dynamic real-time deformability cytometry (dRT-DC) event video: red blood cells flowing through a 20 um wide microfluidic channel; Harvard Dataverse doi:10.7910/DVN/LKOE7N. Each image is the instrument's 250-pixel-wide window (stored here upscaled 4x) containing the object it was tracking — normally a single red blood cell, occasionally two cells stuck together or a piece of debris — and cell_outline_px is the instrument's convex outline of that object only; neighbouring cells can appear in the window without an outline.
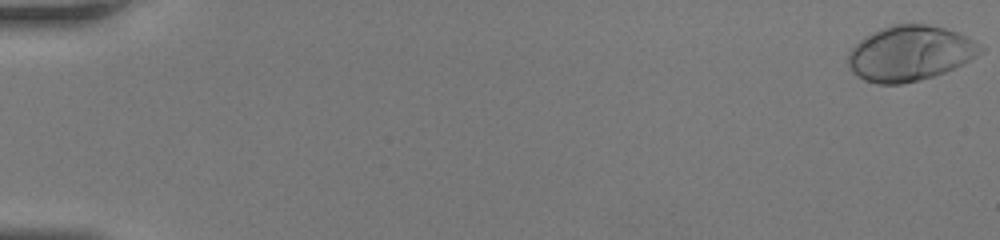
{"species": "human", "species_latin": "Homo sapiens", "temperature_condition": "room temperature", "stored_images_in_passage": 47, "camera_frame_rate_fps": 3000, "um_per_image_px": 0.085, "donor": {"sex": "female"}, "frame": {"image": 1, "passage_image": 1, "time_ms": 0.0, "image_size_px": [1000, 240], "cell_outline_px": [[984, 48], [976, 56], [944, 72], [920, 80], [900, 84], [876, 84], [864, 80], [856, 76], [848, 68], [848, 52], [864, 36], [884, 28], [896, 24], [924, 24], [944, 28], [968, 36]], "centroid_in_image_um": [77.3, 4.54], "position_along_channel_um": 7.7, "area_um2": 42.19}}
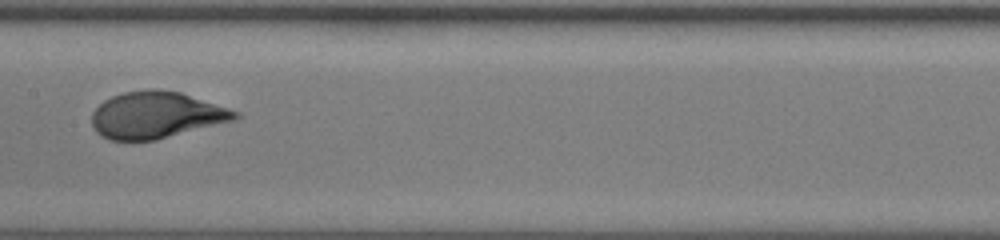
{"frame": {"image": 2, "passage_image": 26, "time_ms": 8.333, "image_size_px": [1000, 240], "cell_outline_px": [[240, 116], [236, 120], [156, 140], [108, 140], [100, 136], [96, 132], [92, 124], [92, 112], [104, 100], [112, 96], [124, 92], [180, 92], [240, 112]], "centroid_in_image_um": [13.28, 9.83], "position_along_channel_um": 194.1, "area_um2": 38.21}}
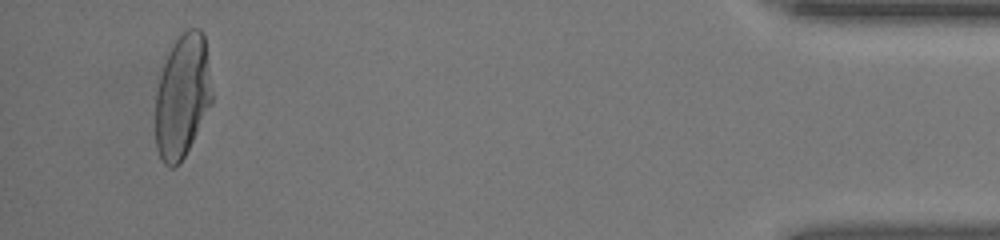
{"frame": {"image": 3, "passage_image": 45, "time_ms": 14.667, "image_size_px": [1000, 240], "cell_outline_px": [[212, 104], [184, 156], [172, 168], [168, 168], [160, 160], [156, 148], [156, 92], [160, 76], [168, 52], [176, 36], [180, 32], [188, 28], [200, 28], [204, 36], [212, 92]], "centroid_in_image_um": [15.49, 8.15], "position_along_channel_um": 419.7, "area_um2": 40.69}}